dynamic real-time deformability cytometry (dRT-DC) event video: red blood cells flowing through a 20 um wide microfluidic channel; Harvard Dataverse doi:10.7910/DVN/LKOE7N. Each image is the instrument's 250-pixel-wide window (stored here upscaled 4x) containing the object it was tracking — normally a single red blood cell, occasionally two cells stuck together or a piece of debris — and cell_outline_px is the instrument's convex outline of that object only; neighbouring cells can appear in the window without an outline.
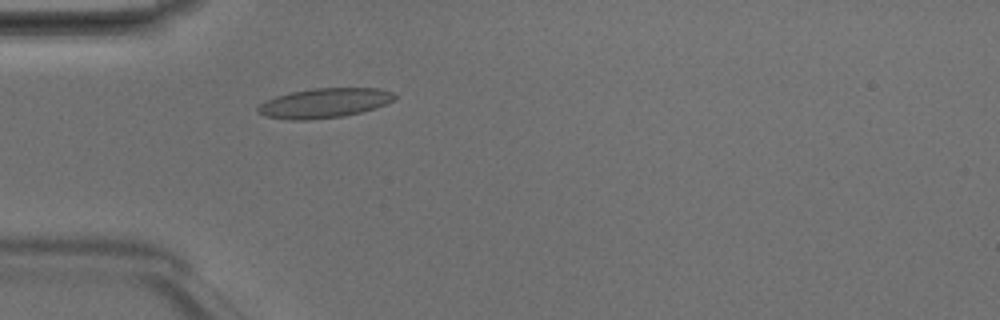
{"species": "Egyptian fruit bat (a non-hibernating species)", "species_latin": "Rousettus aegyptiacus", "temperature_condition": "room temperature", "stored_images_in_passage": 1, "camera_frame_rate_fps": 3000, "um_per_image_px": 0.085, "animal": {"sex": "male"}, "frame": {"image": 1, "passage_image": 1, "time_ms": 0.0, "image_size_px": [1000, 320], "cell_outline_px": [[396, 100], [360, 112], [344, 116], [308, 120], [288, 120], [264, 116], [256, 108], [264, 100], [288, 92], [312, 88], [380, 88], [392, 92], [396, 96]], "centroid_in_image_um": [27.53, 8.75], "position_along_channel_um": 57.5, "area_um2": 23.7}}